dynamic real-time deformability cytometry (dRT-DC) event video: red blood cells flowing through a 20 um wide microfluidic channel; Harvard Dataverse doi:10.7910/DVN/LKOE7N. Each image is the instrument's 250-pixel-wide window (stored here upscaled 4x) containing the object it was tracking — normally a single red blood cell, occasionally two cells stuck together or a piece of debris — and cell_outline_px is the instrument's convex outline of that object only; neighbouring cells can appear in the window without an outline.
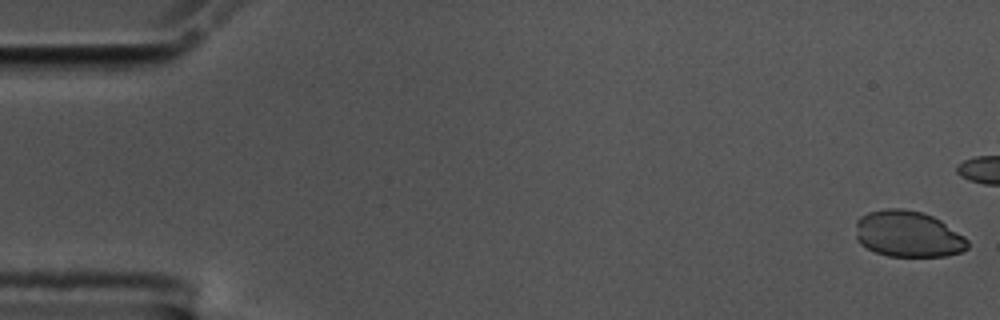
{"species": "common noctule bat (a hibernating species)", "species_latin": "Nyctalus noctula", "temperature_condition": "cold", "stored_images_in_passage": 45, "camera_frame_rate_fps": 3000, "um_per_image_px": 0.085, "animal": {"sex": "male", "body_mass_g": 17.5, "forearm_length_mm": 52.3}, "frame": {"image": 1, "passage_image": 1, "time_ms": 0.0, "image_size_px": [1000, 320], "cell_outline_px": [[968, 248], [960, 252], [948, 256], [888, 256], [876, 252], [860, 244], [856, 240], [856, 220], [860, 216], [868, 212], [884, 208], [900, 208], [920, 212], [932, 216], [940, 220], [964, 236], [968, 240]], "centroid_in_image_um": [77.16, 19.89], "position_along_channel_um": 7.8, "area_um2": 30.23}}
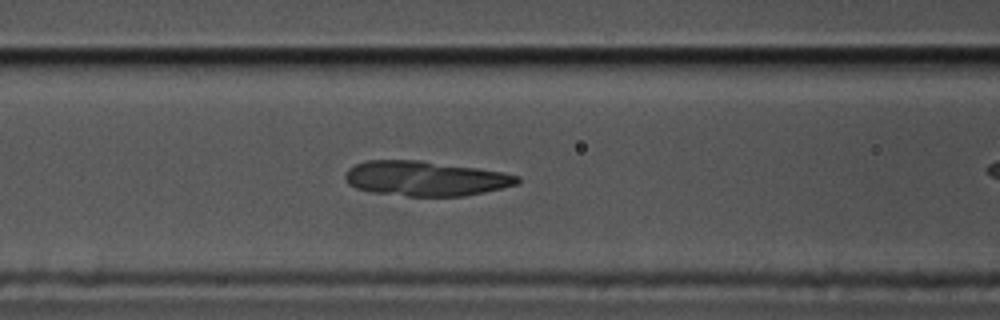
{"frame": {"image": 2, "passage_image": 23, "time_ms": 7.333, "image_size_px": [1000, 320], "cell_outline_px": [[520, 180], [516, 184], [484, 192], [464, 196], [408, 196], [372, 192], [356, 188], [348, 184], [344, 176], [344, 172], [348, 168], [356, 164], [368, 160], [420, 160], [476, 168], [500, 172], [520, 176]], "centroid_in_image_um": [36.1, 15.17], "position_along_channel_um": 130.5, "area_um2": 34.8}}
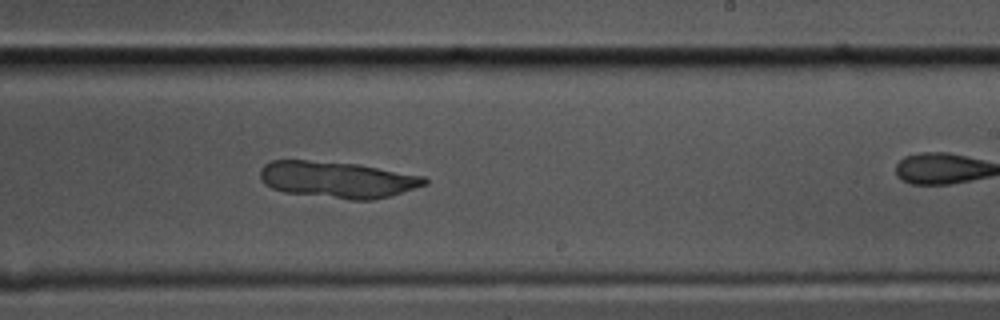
{"frame": {"image": 3, "passage_image": 34, "time_ms": 11.0, "image_size_px": [1000, 320], "cell_outline_px": [[428, 184], [388, 196], [372, 200], [352, 200], [284, 192], [272, 188], [264, 184], [260, 180], [260, 168], [264, 164], [272, 160], [308, 160], [356, 164], [424, 176], [428, 180]], "centroid_in_image_um": [28.64, 15.26], "position_along_channel_um": 260.4, "area_um2": 34.85}}